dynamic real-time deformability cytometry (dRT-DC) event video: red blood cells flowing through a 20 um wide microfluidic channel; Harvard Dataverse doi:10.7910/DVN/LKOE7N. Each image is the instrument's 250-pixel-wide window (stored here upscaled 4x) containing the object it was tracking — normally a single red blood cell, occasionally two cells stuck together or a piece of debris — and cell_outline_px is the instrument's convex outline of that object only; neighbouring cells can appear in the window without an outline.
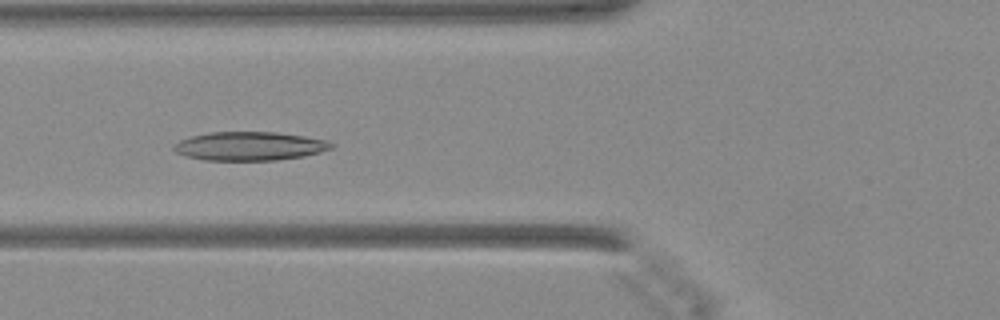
{"species": "Egyptian fruit bat (a non-hibernating species)", "species_latin": "Rousettus aegyptiacus", "temperature_condition": "warm", "stored_images_in_passage": 32, "camera_frame_rate_fps": 3000, "um_per_image_px": 0.085, "animal": {"sex": "female"}, "frame": {"image": 1, "passage_image": 7, "time_ms": 2.0, "image_size_px": [1000, 320], "cell_outline_px": [[336, 144], [332, 148], [320, 152], [304, 156], [276, 160], [204, 160], [184, 156], [176, 152], [172, 148], [180, 140], [192, 136], [212, 132], [276, 132], [304, 136], [324, 140]], "centroid_in_image_um": [21.22, 12.42], "position_along_channel_um": 104.6, "area_um2": 26.24}}
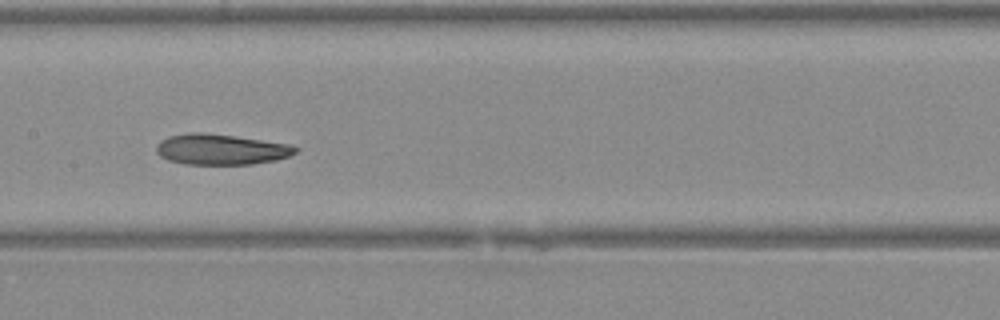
{"frame": {"image": 2, "passage_image": 13, "time_ms": 4.0, "image_size_px": [1000, 320], "cell_outline_px": [[300, 148], [296, 152], [288, 156], [276, 160], [252, 164], [184, 164], [168, 160], [160, 156], [156, 152], [156, 144], [160, 140], [168, 136], [188, 132], [200, 132], [232, 136], [288, 144]], "centroid_in_image_um": [18.73, 12.7], "position_along_channel_um": 188.7, "area_um2": 24.74}}
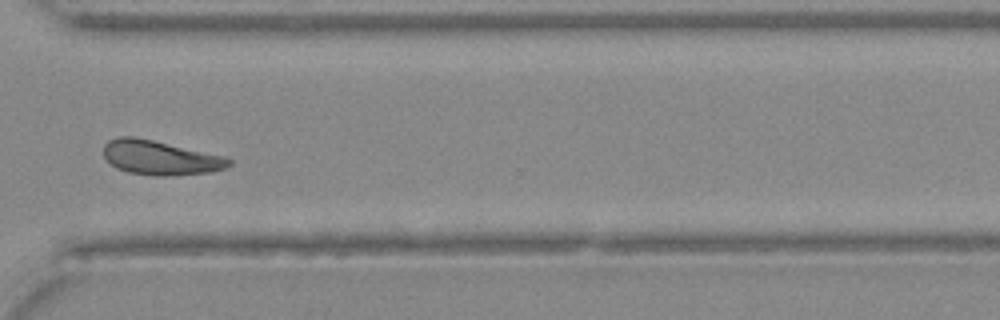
{"frame": {"image": 3, "passage_image": 25, "time_ms": 8.0, "image_size_px": [1000, 320], "cell_outline_px": [[232, 164], [228, 168], [212, 172], [168, 176], [152, 176], [128, 172], [116, 168], [104, 156], [104, 144], [108, 140], [120, 136], [132, 136], [152, 140], [228, 156], [232, 160]], "centroid_in_image_um": [13.68, 13.41], "position_along_channel_um": 356.9, "area_um2": 25.43}}